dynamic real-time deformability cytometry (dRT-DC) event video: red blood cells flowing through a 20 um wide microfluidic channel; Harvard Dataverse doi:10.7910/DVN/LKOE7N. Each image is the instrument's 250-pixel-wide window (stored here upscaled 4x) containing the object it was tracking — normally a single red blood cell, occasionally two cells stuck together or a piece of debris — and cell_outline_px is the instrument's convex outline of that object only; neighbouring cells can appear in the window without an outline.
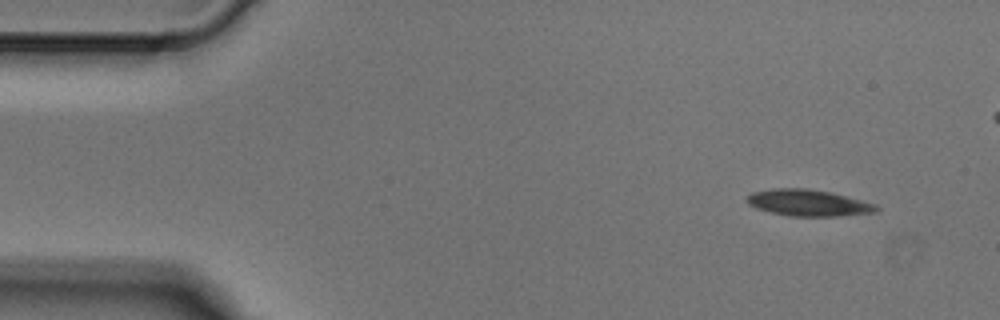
{"species": "Egyptian fruit bat (a non-hibernating species)", "species_latin": "Rousettus aegyptiacus", "temperature_condition": "cold", "stored_images_in_passage": 4, "segment_of_instrument_passage": [2, 2], "camera_frame_rate_fps": 3000, "um_per_image_px": 0.085, "animal": {"sex": "male"}, "frame": {"image": 1, "passage_image": 4, "time_ms": 1.0, "image_size_px": [1000, 320], "cell_outline_px": [[880, 208], [876, 212], [840, 216], [792, 216], [772, 212], [756, 208], [748, 204], [748, 196], [752, 192], [772, 188], [808, 188], [832, 192], [876, 204]], "centroid_in_image_um": [68.74, 17.23], "position_along_channel_um": 16.3, "area_um2": 19.94}}